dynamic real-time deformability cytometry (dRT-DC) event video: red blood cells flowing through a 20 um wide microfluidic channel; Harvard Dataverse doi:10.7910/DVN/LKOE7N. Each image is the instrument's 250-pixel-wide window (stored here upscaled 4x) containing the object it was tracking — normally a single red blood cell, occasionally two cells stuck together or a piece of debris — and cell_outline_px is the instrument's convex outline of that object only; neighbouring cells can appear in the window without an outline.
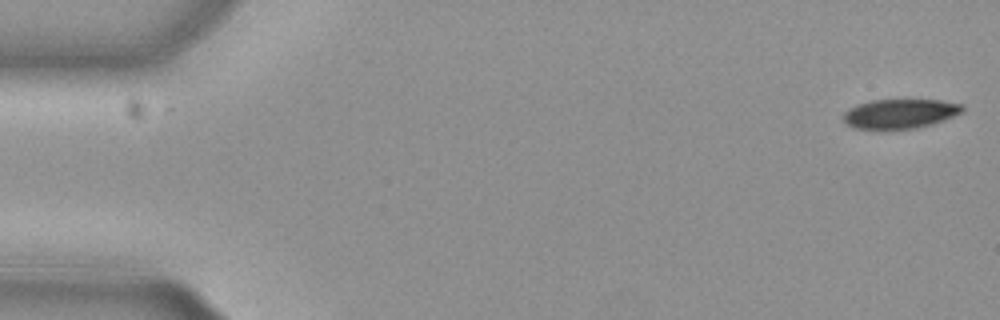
{"species": "common noctule bat (a hibernating species)", "species_latin": "Nyctalus noctula", "temperature_condition": "cold", "stored_images_in_passage": 48, "camera_frame_rate_fps": 3000, "um_per_image_px": 0.085, "animal": {"sex": "female", "body_mass_g": 29.2, "forearm_length_mm": 56.3}, "frame": {"image": 1, "passage_image": 1, "time_ms": 0.0, "image_size_px": [1000, 320], "cell_outline_px": [[964, 112], [944, 120], [932, 124], [916, 128], [856, 128], [844, 124], [844, 112], [848, 108], [856, 104], [872, 100], [940, 100], [964, 104]], "centroid_in_image_um": [76.53, 9.65], "position_along_channel_um": 8.5, "area_um2": 20.4}}
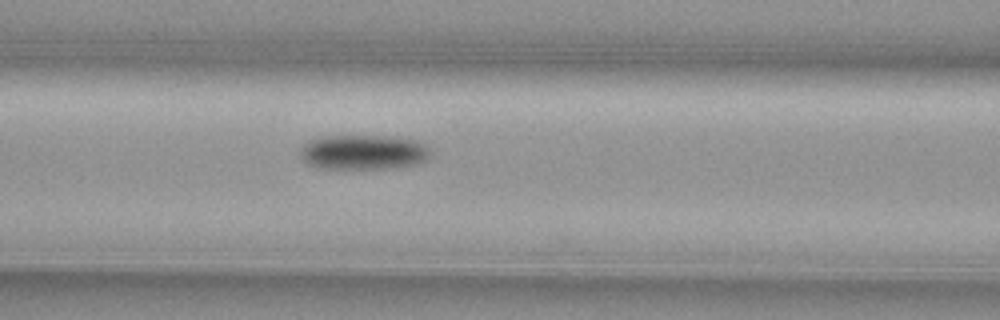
{"frame": {"image": 2, "passage_image": 22, "time_ms": 7.0, "image_size_px": [1000, 320], "cell_outline_px": [[432, 156], [428, 160], [416, 164], [384, 168], [324, 168], [308, 164], [300, 156], [300, 148], [308, 140], [320, 136], [392, 136], [420, 140], [432, 152]], "centroid_in_image_um": [30.93, 12.91], "position_along_channel_um": 135.7, "area_um2": 26.65}}
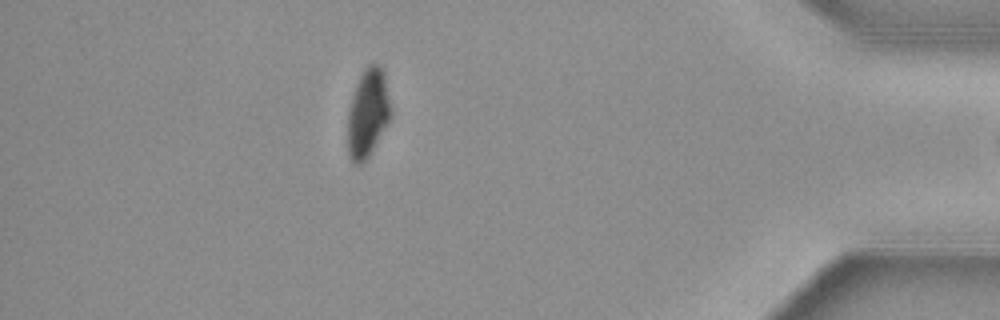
{"frame": {"image": 3, "passage_image": 47, "time_ms": 15.333, "image_size_px": [1000, 320], "cell_outline_px": [[392, 116], [388, 124], [368, 156], [360, 164], [356, 164], [348, 156], [348, 112], [352, 96], [356, 84], [360, 76], [368, 64], [380, 64], [384, 72], [392, 108]], "centroid_in_image_um": [31.29, 9.58], "position_along_channel_um": 403.9, "area_um2": 22.25}}